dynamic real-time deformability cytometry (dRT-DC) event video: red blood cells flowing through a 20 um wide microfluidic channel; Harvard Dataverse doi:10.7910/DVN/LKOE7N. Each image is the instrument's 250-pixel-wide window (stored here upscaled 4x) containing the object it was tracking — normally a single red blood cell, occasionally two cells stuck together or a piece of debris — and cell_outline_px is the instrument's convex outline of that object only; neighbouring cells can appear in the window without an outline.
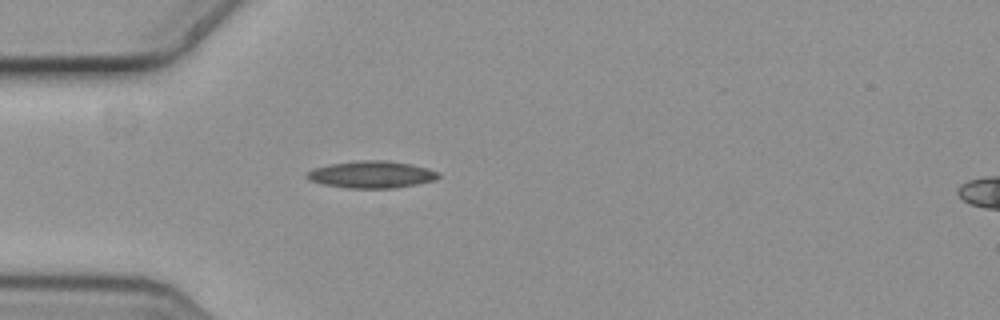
{"species": "common noctule bat (a hibernating species)", "species_latin": "Nyctalus noctula", "temperature_condition": "cold", "stored_images_in_passage": 4, "camera_frame_rate_fps": 3000, "um_per_image_px": 0.085, "animal": {"sex": "female", "body_mass_g": 19.3, "forearm_length_mm": 54.1}, "frame": {"image": 1, "passage_image": 4, "time_ms": 1.0, "image_size_px": [1000, 320], "cell_outline_px": [[440, 176], [436, 180], [416, 184], [392, 188], [348, 188], [324, 184], [308, 180], [304, 176], [312, 168], [328, 164], [356, 160], [388, 160], [412, 164], [428, 168], [440, 172]], "centroid_in_image_um": [31.58, 14.82], "position_along_channel_um": 53.4, "area_um2": 20.98}}